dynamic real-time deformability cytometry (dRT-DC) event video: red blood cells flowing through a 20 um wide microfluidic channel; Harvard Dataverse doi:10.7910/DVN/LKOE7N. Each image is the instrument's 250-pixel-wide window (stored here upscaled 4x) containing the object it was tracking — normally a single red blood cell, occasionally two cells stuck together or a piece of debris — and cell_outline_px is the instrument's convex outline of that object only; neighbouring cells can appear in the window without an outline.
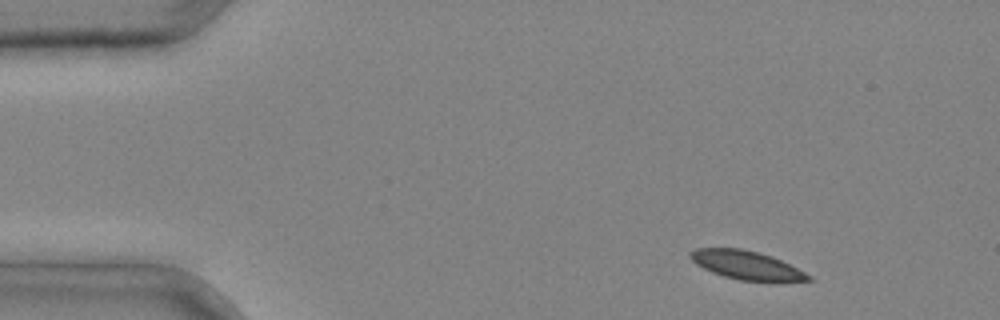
{"species": "common noctule bat (a hibernating species)", "species_latin": "Nyctalus noctula", "temperature_condition": "cold", "stored_images_in_passage": 4, "segment_of_instrument_passage": [2, 2], "camera_frame_rate_fps": 3000, "um_per_image_px": 0.085, "animal": {"sex": "male", "body_mass_g": 20.4}, "frame": {"image": 1, "passage_image": 4, "time_ms": 1.0, "image_size_px": [1000, 320], "cell_outline_px": [[816, 280], [740, 280], [724, 276], [712, 272], [696, 264], [688, 256], [688, 252], [696, 248], [740, 248], [756, 252], [780, 260], [812, 276]], "centroid_in_image_um": [63.37, 22.52], "position_along_channel_um": 21.6, "area_um2": 19.07}}